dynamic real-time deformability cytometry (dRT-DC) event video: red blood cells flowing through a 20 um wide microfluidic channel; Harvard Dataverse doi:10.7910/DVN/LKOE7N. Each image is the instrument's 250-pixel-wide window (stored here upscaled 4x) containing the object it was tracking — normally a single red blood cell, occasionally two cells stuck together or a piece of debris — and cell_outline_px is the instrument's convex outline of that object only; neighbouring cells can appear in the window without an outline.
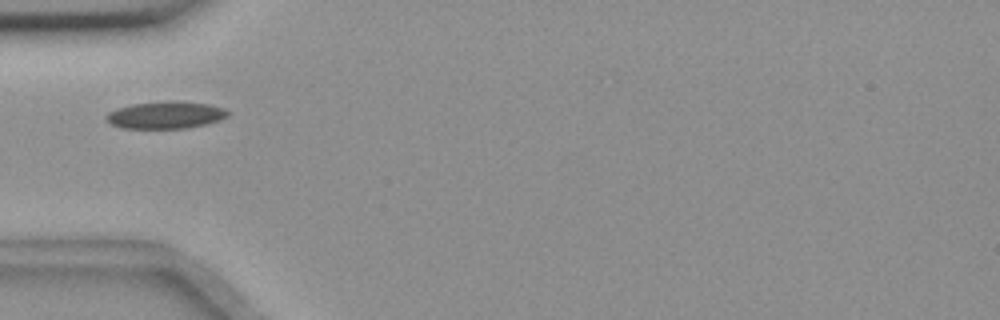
{"species": "common noctule bat (a hibernating species)", "species_latin": "Nyctalus noctula", "temperature_condition": "room temperature", "stored_images_in_passage": 4, "camera_frame_rate_fps": 3000, "um_per_image_px": 0.085, "animal": {"sex": "female", "body_mass_g": 18.4}, "frame": {"image": 1, "passage_image": 2, "time_ms": 1.333, "image_size_px": [1000, 320], "cell_outline_px": [[228, 116], [220, 120], [208, 124], [188, 128], [120, 128], [112, 124], [104, 116], [108, 112], [116, 108], [132, 104], [168, 100], [208, 104], [224, 108], [228, 112]], "centroid_in_image_um": [14.07, 9.77], "position_along_channel_um": 70.9, "area_um2": 19.36}}
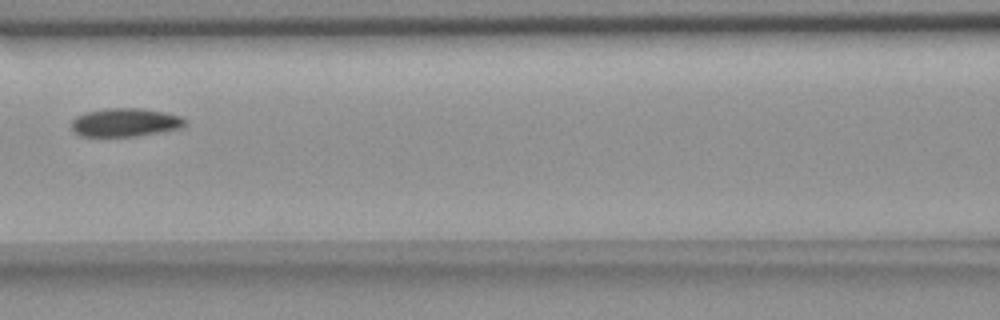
{"frame": {"image": 2, "passage_image": 4, "time_ms": 3.667, "image_size_px": [1000, 320], "cell_outline_px": [[188, 124], [180, 128], [132, 136], [80, 136], [72, 128], [72, 120], [76, 116], [84, 112], [104, 108], [140, 108], [164, 112], [180, 116], [188, 120]], "centroid_in_image_um": [10.64, 10.39], "position_along_channel_um": 156.0, "area_um2": 18.73}}